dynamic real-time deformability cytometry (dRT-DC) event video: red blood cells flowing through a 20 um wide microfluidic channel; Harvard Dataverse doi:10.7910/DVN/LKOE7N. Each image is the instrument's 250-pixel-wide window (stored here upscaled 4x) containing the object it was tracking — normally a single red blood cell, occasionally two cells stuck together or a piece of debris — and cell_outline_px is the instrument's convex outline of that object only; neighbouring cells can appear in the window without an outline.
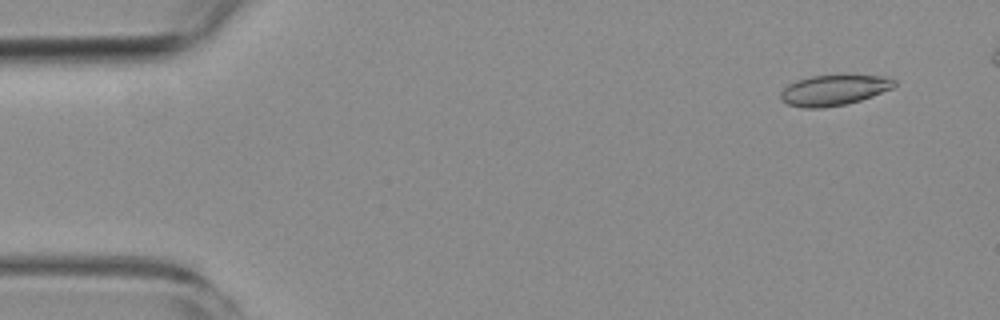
{"species": "common noctule bat (a hibernating species)", "species_latin": "Nyctalus noctula", "temperature_condition": "room temperature", "stored_images_in_passage": 4, "camera_frame_rate_fps": 3000, "um_per_image_px": 0.085, "animal": {"sex": "female", "body_mass_g": 19.3, "forearm_length_mm": 54.1}, "frame": {"image": 1, "passage_image": 1, "time_ms": 0.0, "image_size_px": [1000, 320], "cell_outline_px": [[896, 84], [892, 88], [872, 96], [860, 100], [844, 104], [820, 108], [804, 108], [788, 104], [780, 100], [780, 92], [788, 84], [796, 80], [812, 76], [884, 76], [896, 80]], "centroid_in_image_um": [70.84, 7.67], "position_along_channel_um": 14.2, "area_um2": 19.94}}